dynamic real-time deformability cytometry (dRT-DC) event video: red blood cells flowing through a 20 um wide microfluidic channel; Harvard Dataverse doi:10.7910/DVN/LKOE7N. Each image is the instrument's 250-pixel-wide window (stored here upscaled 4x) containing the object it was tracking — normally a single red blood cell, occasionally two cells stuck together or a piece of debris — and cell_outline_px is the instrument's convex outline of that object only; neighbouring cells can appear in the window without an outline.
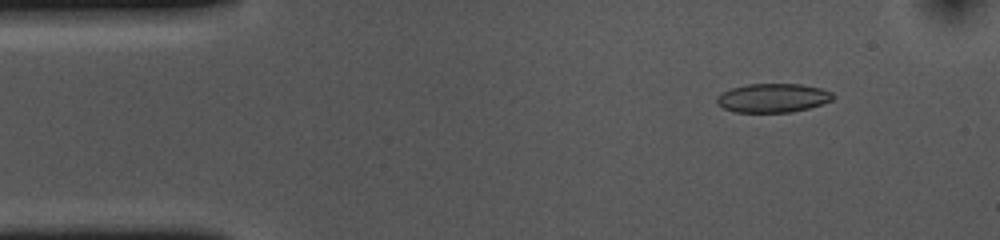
{"species": "common noctule bat (a hibernating species)", "species_latin": "Nyctalus noctula", "temperature_condition": "cold", "stored_images_in_passage": 54, "camera_frame_rate_fps": 3000, "um_per_image_px": 0.085, "animal": {"sex": "female", "body_mass_g": 10.0, "forearm_length_mm": 53.1}, "frame": {"image": 1, "passage_image": 6, "time_ms": 1.667, "image_size_px": [1000, 240], "cell_outline_px": [[836, 96], [832, 100], [808, 108], [792, 112], [736, 112], [724, 108], [716, 104], [716, 96], [732, 88], [748, 84], [800, 84], [820, 88], [832, 92]], "centroid_in_image_um": [65.69, 8.32], "position_along_channel_um": 19.3, "area_um2": 19.48}}
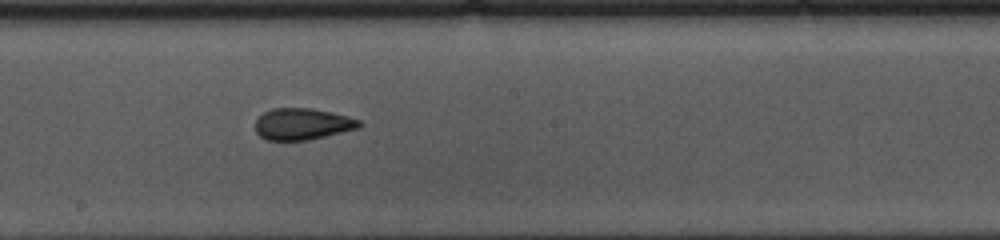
{"frame": {"image": 2, "passage_image": 28, "time_ms": 9.0, "image_size_px": [1000, 240], "cell_outline_px": [[364, 124], [360, 128], [308, 140], [268, 140], [260, 136], [256, 132], [256, 120], [264, 112], [272, 108], [312, 108], [332, 112], [348, 116], [360, 120]], "centroid_in_image_um": [25.74, 10.53], "position_along_channel_um": 222.5, "area_um2": 19.19}}
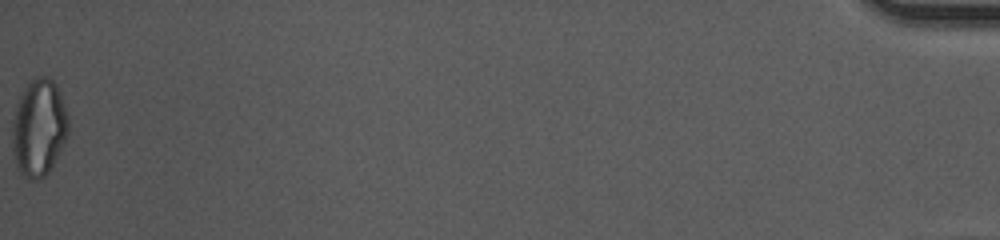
{"frame": {"image": 3, "passage_image": 54, "time_ms": 17.667, "image_size_px": [1000, 240], "cell_outline_px": [[68, 132], [48, 172], [44, 176], [36, 180], [28, 180], [20, 172], [16, 164], [12, 152], [12, 120], [16, 104], [24, 88], [36, 76], [44, 76], [52, 80], [56, 84], [64, 104], [68, 116]], "centroid_in_image_um": [3.27, 10.85], "position_along_channel_um": 431.9, "area_um2": 31.5}, "authors_computed_cell_mechanics": {"area_um2": 20.0277, "velocity_mm_per_s": 3.6552, "shape_relaxation_time_tau1_ms": null, "shape_relaxation_time_tau2_ms": 2.3697, "deformation_change_tau1": null, "deformation_change_tau2": 0.063}}